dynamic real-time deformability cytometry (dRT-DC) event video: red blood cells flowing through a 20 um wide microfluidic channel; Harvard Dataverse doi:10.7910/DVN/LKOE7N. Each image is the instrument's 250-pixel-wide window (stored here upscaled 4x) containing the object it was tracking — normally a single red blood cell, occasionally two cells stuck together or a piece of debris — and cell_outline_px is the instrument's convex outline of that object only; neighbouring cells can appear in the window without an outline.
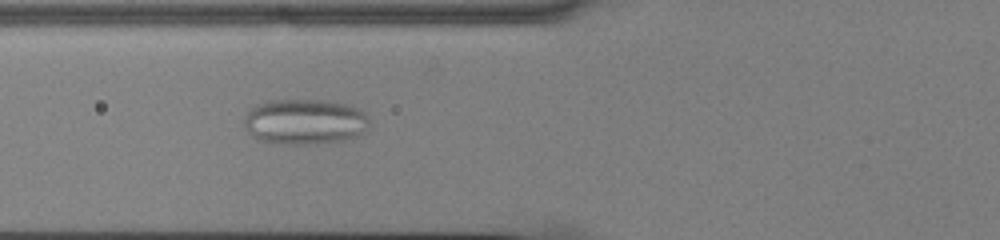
{"species": "common noctule bat (a hibernating species)", "species_latin": "Nyctalus noctula", "temperature_condition": "cold", "stored_images_in_passage": 37, "camera_frame_rate_fps": 3000, "um_per_image_px": 0.085, "animal": {"sex": "male", "body_mass_g": 13.0, "forearm_length_mm": 53.1}, "frame": {"image": 1, "passage_image": 3, "time_ms": 0.667, "image_size_px": [1000, 240], "cell_outline_px": [[368, 128], [360, 136], [344, 140], [304, 144], [292, 144], [260, 140], [252, 136], [244, 128], [244, 120], [248, 112], [256, 104], [268, 100], [328, 100], [348, 104], [360, 108], [368, 116]], "centroid_in_image_um": [25.94, 10.32], "position_along_channel_um": 99.9, "area_um2": 33.35}}
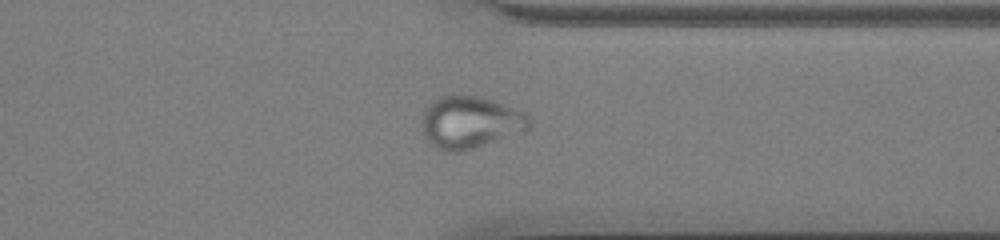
{"frame": {"image": 2, "passage_image": 25, "time_ms": 8.0, "image_size_px": [1000, 240], "cell_outline_px": [[532, 124], [528, 128], [472, 148], [460, 152], [448, 152], [436, 148], [424, 136], [420, 124], [424, 108], [440, 96], [480, 96], [492, 100], [524, 112], [532, 120]], "centroid_in_image_um": [39.9, 10.38], "position_along_channel_um": 371.5, "area_um2": 32.14}}
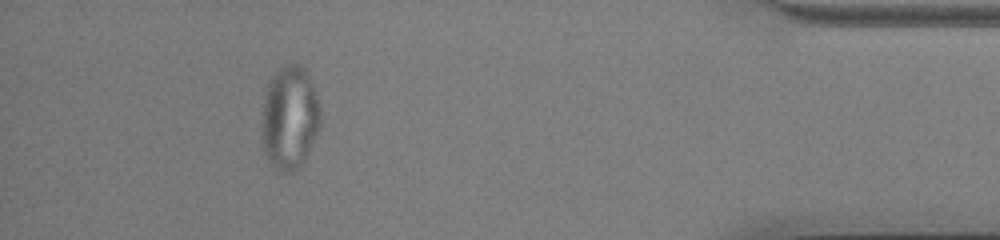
{"frame": {"image": 3, "passage_image": 32, "time_ms": 10.333, "image_size_px": [1000, 240], "cell_outline_px": [[320, 128], [300, 168], [292, 172], [280, 172], [268, 164], [264, 156], [260, 144], [260, 132], [264, 96], [268, 84], [272, 76], [280, 68], [288, 64], [300, 64], [308, 68], [312, 80], [320, 108]], "centroid_in_image_um": [24.59, 10.04], "position_along_channel_um": 410.6, "area_um2": 36.53}}